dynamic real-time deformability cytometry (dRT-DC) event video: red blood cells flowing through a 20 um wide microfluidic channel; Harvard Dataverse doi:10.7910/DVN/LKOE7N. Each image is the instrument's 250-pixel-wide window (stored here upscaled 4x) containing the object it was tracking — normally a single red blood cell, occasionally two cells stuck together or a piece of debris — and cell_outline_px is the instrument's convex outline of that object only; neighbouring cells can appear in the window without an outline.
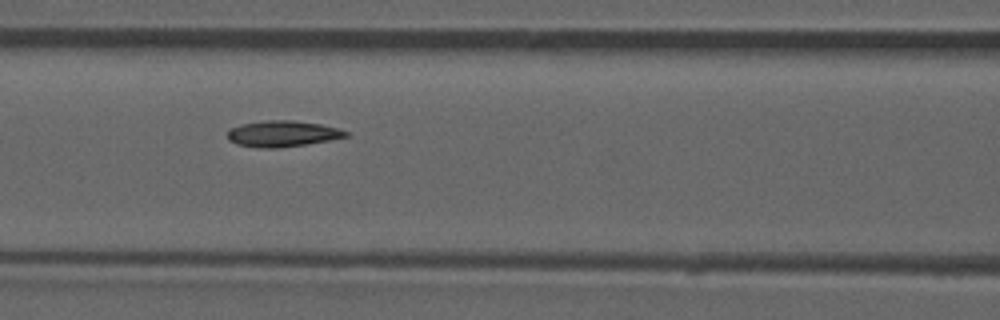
{"species": "common noctule bat (a hibernating species)", "species_latin": "Nyctalus noctula", "temperature_condition": "room temperature", "stored_images_in_passage": 53, "camera_frame_rate_fps": 3000, "um_per_image_px": 0.085, "animal": {"sex": "male", "forearm_length_mm": 52.5}, "frame": {"image": 1, "passage_image": 23, "time_ms": 7.333, "image_size_px": [1000, 320], "cell_outline_px": [[348, 136], [328, 140], [304, 144], [276, 148], [260, 148], [236, 144], [228, 140], [228, 132], [232, 128], [240, 124], [268, 120], [292, 120], [320, 124], [340, 128], [348, 132]], "centroid_in_image_um": [24.0, 11.36], "position_along_channel_um": 142.6, "area_um2": 17.8}, "authors_computed_cell_mechanics": {"area_um2": 17.5134, "velocity_mm_per_s": 3.9307, "shape_relaxation_time_tau1_ms": null, "shape_relaxation_time_tau2_ms": 4.7136, "deformation_change_tau1": null, "deformation_change_tau2": 0.0936}}